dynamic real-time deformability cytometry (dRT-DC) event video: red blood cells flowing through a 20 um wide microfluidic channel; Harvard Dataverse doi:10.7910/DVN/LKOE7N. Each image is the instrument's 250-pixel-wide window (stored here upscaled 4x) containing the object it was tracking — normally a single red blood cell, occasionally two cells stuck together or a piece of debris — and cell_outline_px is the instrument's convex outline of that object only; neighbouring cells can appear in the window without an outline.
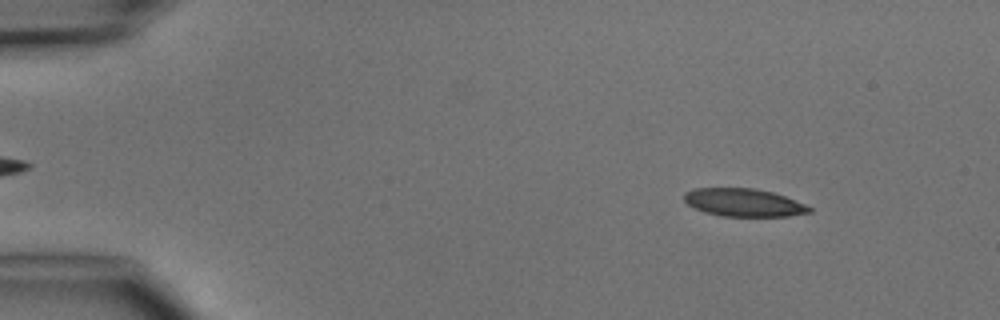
{"species": "common noctule bat (a hibernating species)", "species_latin": "Nyctalus noctula", "temperature_condition": "cold", "stored_images_in_passage": 4, "camera_frame_rate_fps": 3000, "um_per_image_px": 0.085, "animal": {"sex": "male", "body_mass_g": 15.6}, "frame": {"image": 1, "passage_image": 1, "time_ms": 0.0, "image_size_px": [1000, 320], "cell_outline_px": [[812, 212], [788, 216], [724, 216], [704, 212], [688, 204], [684, 200], [684, 192], [692, 188], [752, 188], [772, 192], [784, 196], [804, 204], [812, 208]], "centroid_in_image_um": [63.19, 17.21], "position_along_channel_um": 21.8, "area_um2": 20.23}}
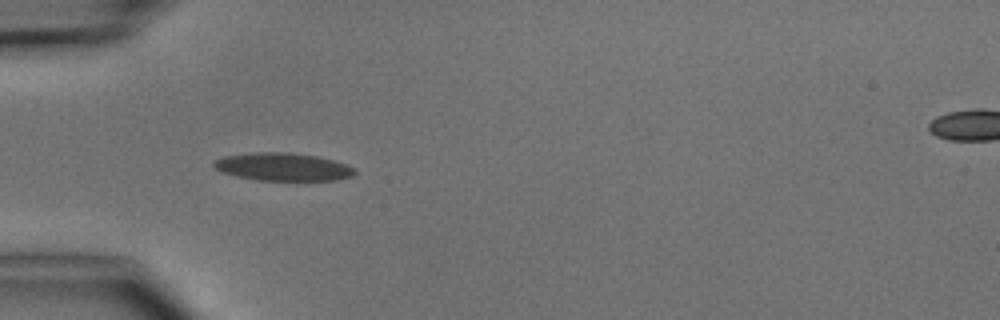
{"frame": {"image": 2, "passage_image": 3, "time_ms": 3.0, "image_size_px": [1000, 320], "cell_outline_px": [[356, 172], [352, 176], [336, 180], [260, 180], [236, 176], [224, 172], [216, 168], [212, 164], [212, 160], [224, 156], [252, 152], [292, 152], [316, 156], [348, 164], [356, 168]], "centroid_in_image_um": [24.06, 14.17], "position_along_channel_um": 60.9, "area_um2": 22.95}}